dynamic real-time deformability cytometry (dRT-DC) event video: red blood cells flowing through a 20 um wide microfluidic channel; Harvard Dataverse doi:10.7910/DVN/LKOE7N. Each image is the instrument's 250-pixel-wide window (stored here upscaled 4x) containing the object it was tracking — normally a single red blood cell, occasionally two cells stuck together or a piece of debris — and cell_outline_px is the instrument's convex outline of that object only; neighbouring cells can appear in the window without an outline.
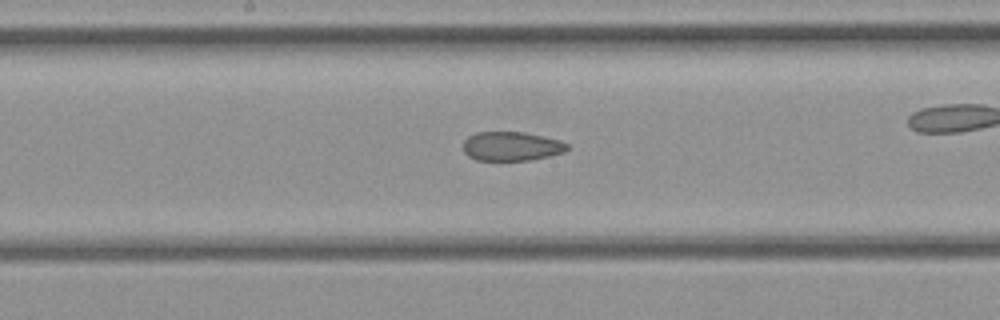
{"species": "common noctule bat (a hibernating species)", "species_latin": "Nyctalus noctula", "temperature_condition": "cold", "stored_images_in_passage": 14, "camera_frame_rate_fps": 3000, "um_per_image_px": 0.085, "animal": {"sex": "female", "body_mass_g": 21.9}, "frame": {"image": 1, "passage_image": 8, "time_ms": 2.333, "image_size_px": [1000, 320], "cell_outline_px": [[568, 148], [564, 152], [548, 156], [528, 160], [476, 160], [468, 156], [464, 152], [464, 140], [468, 136], [476, 132], [524, 132], [544, 136], [560, 140], [568, 144]], "centroid_in_image_um": [43.47, 12.42], "position_along_channel_um": 204.7, "area_um2": 17.63}}
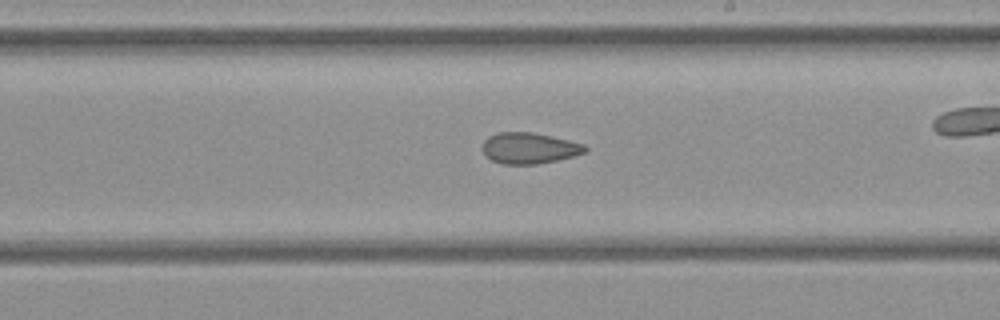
{"frame": {"image": 2, "passage_image": 10, "time_ms": 3.0, "image_size_px": [1000, 320], "cell_outline_px": [[588, 152], [556, 160], [536, 164], [500, 164], [492, 160], [480, 148], [484, 140], [488, 136], [496, 132], [532, 132], [568, 140], [584, 144], [588, 148]], "centroid_in_image_um": [44.96, 12.58], "position_along_channel_um": 244.0, "area_um2": 18.61}}
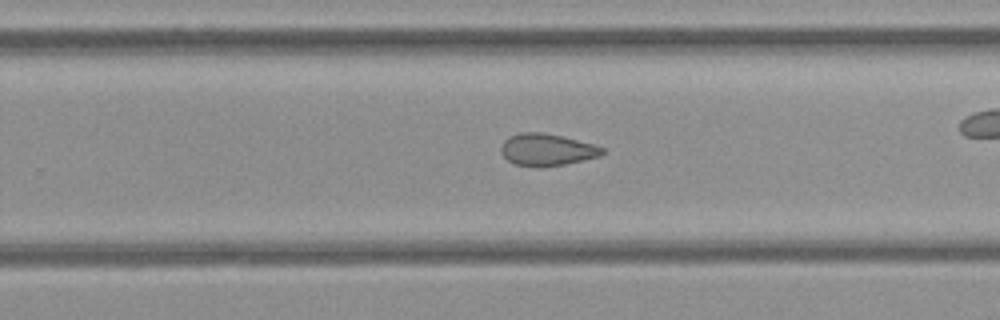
{"frame": {"image": 3, "passage_image": 12, "time_ms": 3.667, "image_size_px": [1000, 320], "cell_outline_px": [[604, 152], [600, 156], [564, 164], [516, 164], [508, 160], [500, 152], [500, 148], [504, 140], [508, 136], [520, 132], [544, 132], [564, 136], [592, 144], [604, 148]], "centroid_in_image_um": [46.48, 12.66], "position_along_channel_um": 283.3, "area_um2": 18.32}}